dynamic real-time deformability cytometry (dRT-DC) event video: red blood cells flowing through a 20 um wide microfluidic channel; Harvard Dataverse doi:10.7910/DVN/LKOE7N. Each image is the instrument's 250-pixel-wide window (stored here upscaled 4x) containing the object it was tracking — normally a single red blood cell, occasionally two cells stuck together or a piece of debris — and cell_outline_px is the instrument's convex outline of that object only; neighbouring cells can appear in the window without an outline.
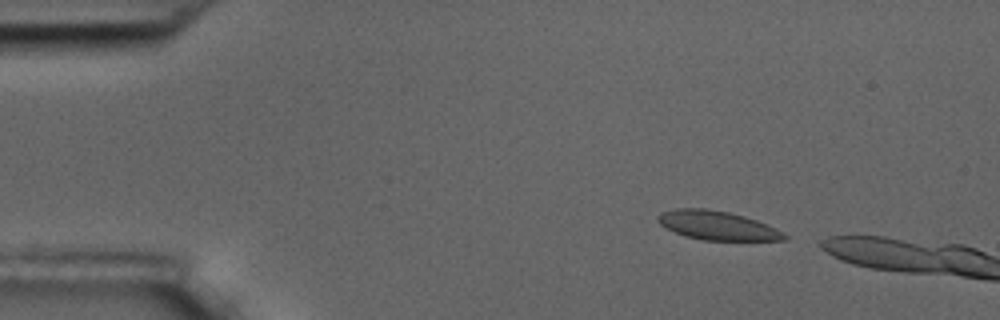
{"species": "common noctule bat (a hibernating species)", "species_latin": "Nyctalus noctula", "temperature_condition": "room temperature", "stored_images_in_passage": 2, "camera_frame_rate_fps": 3000, "um_per_image_px": 0.085, "animal": {"sex": "male", "body_mass_g": 17.5, "forearm_length_mm": 52.3}, "frame": {"image": 1, "passage_image": 1, "time_ms": 0.0, "image_size_px": [1000, 320], "cell_outline_px": [[788, 240], [704, 240], [684, 236], [660, 224], [656, 220], [656, 216], [660, 212], [676, 208], [704, 208], [728, 212], [744, 216], [756, 220], [776, 228], [784, 232], [788, 236]], "centroid_in_image_um": [60.96, 19.16], "position_along_channel_um": 24.0, "area_um2": 21.33}}